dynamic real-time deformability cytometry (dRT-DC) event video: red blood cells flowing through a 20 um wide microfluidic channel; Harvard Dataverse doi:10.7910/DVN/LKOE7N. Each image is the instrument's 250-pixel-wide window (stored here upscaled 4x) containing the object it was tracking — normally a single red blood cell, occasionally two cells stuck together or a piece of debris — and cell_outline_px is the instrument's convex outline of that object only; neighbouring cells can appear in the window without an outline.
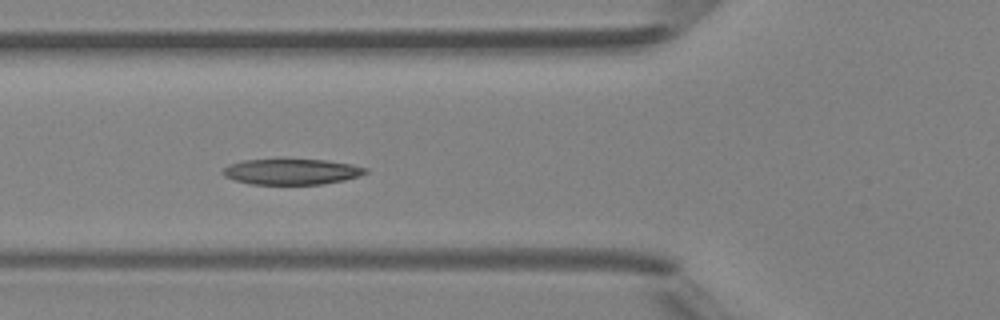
{"species": "Egyptian fruit bat (a non-hibernating species)", "species_latin": "Rousettus aegyptiacus", "temperature_condition": "room temperature", "stored_images_in_passage": 9, "camera_frame_rate_fps": 3000, "um_per_image_px": 0.085, "animal": {"sex": "female"}, "frame": {"image": 1, "passage_image": 6, "time_ms": 5.667, "image_size_px": [1000, 320], "cell_outline_px": [[368, 172], [344, 180], [324, 184], [252, 184], [236, 180], [224, 176], [220, 172], [228, 164], [244, 160], [280, 156], [324, 160], [352, 164], [368, 168]], "centroid_in_image_um": [24.73, 14.54], "position_along_channel_um": 101.1, "area_um2": 22.31}}
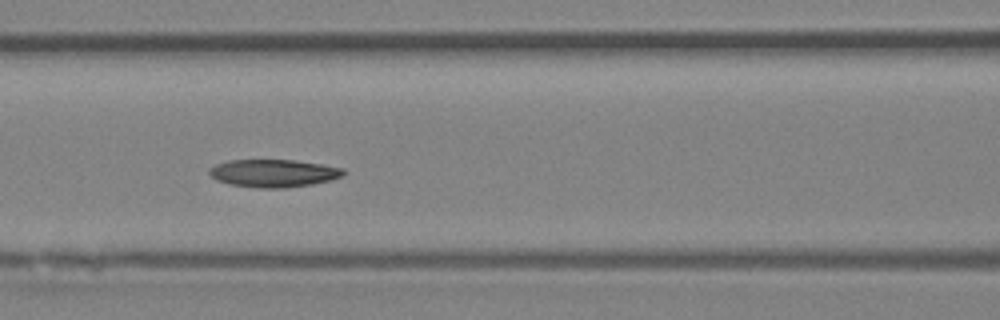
{"frame": {"image": 2, "passage_image": 7, "time_ms": 6.667, "image_size_px": [1000, 320], "cell_outline_px": [[348, 172], [344, 176], [332, 180], [312, 184], [284, 188], [260, 188], [232, 184], [216, 180], [208, 172], [208, 168], [216, 164], [228, 160], [296, 160], [344, 168]], "centroid_in_image_um": [23.29, 14.72], "position_along_channel_um": 143.3, "area_um2": 21.79}}
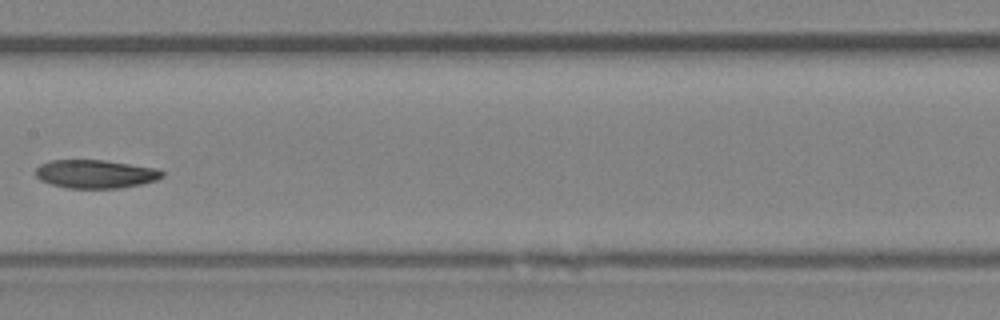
{"frame": {"image": 3, "passage_image": 8, "time_ms": 8.0, "image_size_px": [1000, 320], "cell_outline_px": [[164, 176], [156, 180], [140, 184], [120, 188], [68, 188], [52, 184], [40, 180], [36, 176], [36, 168], [40, 164], [52, 160], [104, 160], [156, 168], [164, 172]], "centroid_in_image_um": [8.11, 14.78], "position_along_channel_um": 199.3, "area_um2": 20.87}}